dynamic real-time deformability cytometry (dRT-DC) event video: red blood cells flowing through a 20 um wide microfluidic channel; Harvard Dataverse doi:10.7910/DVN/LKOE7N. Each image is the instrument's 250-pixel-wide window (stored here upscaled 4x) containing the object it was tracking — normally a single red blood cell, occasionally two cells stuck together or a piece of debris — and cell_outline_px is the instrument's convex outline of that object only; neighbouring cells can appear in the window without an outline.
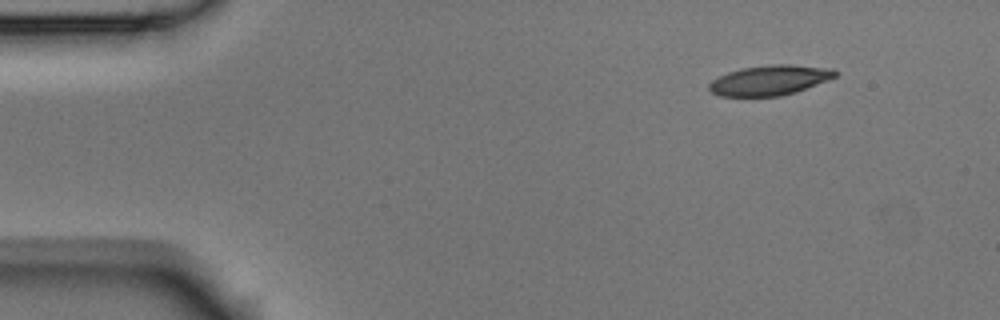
{"species": "Egyptian fruit bat (a non-hibernating species)", "species_latin": "Rousettus aegyptiacus", "temperature_condition": "room temperature", "stored_images_in_passage": 9, "camera_frame_rate_fps": 3000, "um_per_image_px": 0.085, "animal": {"sex": "male"}, "frame": {"image": 1, "passage_image": 1, "time_ms": 0.0, "image_size_px": [1000, 320], "cell_outline_px": [[836, 76], [828, 80], [796, 92], [780, 96], [720, 96], [712, 92], [708, 88], [708, 84], [712, 80], [728, 72], [744, 68], [772, 64], [788, 64], [832, 68], [836, 72]], "centroid_in_image_um": [65.43, 6.82], "position_along_channel_um": 19.6, "area_um2": 21.91}}
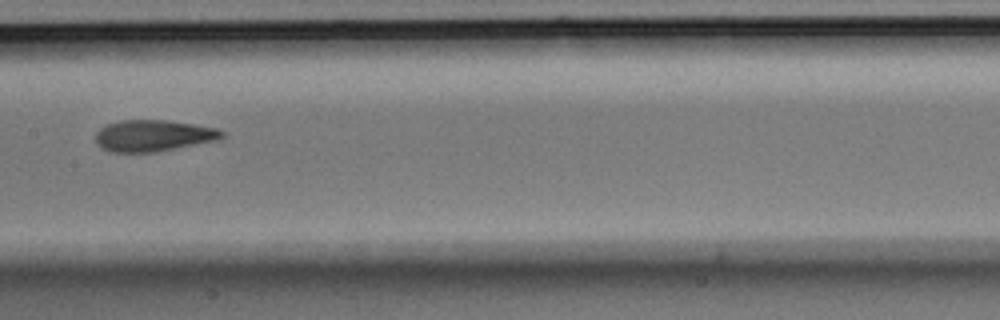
{"frame": {"image": 2, "passage_image": 6, "time_ms": 1.667, "image_size_px": [1000, 320], "cell_outline_px": [[224, 136], [220, 140], [156, 152], [112, 152], [96, 144], [96, 132], [100, 128], [108, 124], [120, 120], [168, 120], [216, 128], [224, 132]], "centroid_in_image_um": [13.05, 11.53], "position_along_channel_um": 194.3, "area_um2": 23.18}}
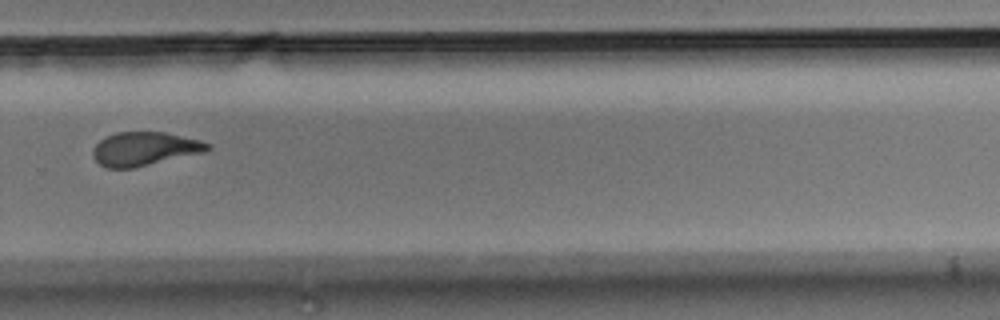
{"frame": {"image": 3, "passage_image": 9, "time_ms": 2.667, "image_size_px": [1000, 320], "cell_outline_px": [[212, 148], [204, 152], [132, 168], [108, 168], [100, 164], [92, 156], [92, 152], [96, 144], [104, 136], [116, 132], [164, 132], [200, 140], [212, 144]], "centroid_in_image_um": [12.28, 12.64], "position_along_channel_um": 317.5, "area_um2": 22.43}}